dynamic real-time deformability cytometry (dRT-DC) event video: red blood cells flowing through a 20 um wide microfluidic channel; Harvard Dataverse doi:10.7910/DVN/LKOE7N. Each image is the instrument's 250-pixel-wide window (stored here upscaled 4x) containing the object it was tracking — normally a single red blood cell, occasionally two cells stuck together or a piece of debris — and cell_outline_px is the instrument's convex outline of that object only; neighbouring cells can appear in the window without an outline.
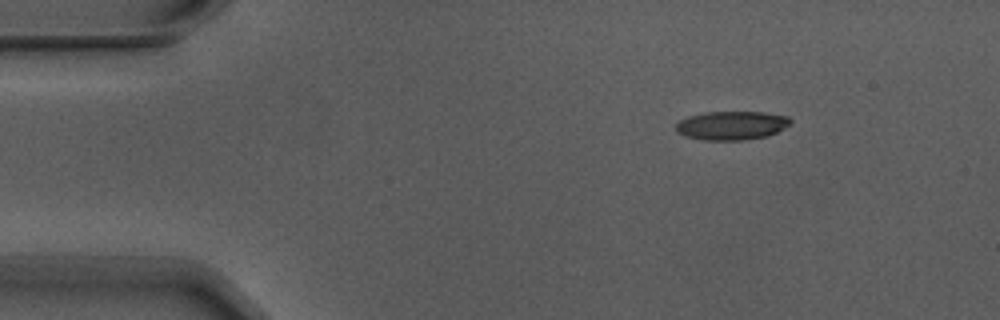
{"species": "Egyptian fruit bat (a non-hibernating species)", "species_latin": "Rousettus aegyptiacus", "temperature_condition": "warm", "stored_images_in_passage": 3, "camera_frame_rate_fps": 3000, "um_per_image_px": 0.085, "animal": {"sex": "male"}, "frame": {"image": 1, "passage_image": 1, "time_ms": 0.0, "image_size_px": [1000, 320], "cell_outline_px": [[792, 120], [784, 128], [768, 136], [744, 140], [704, 140], [684, 136], [676, 132], [676, 124], [680, 120], [688, 116], [704, 112], [764, 112], [788, 116]], "centroid_in_image_um": [62.17, 10.66], "position_along_channel_um": 22.8, "area_um2": 19.25}}